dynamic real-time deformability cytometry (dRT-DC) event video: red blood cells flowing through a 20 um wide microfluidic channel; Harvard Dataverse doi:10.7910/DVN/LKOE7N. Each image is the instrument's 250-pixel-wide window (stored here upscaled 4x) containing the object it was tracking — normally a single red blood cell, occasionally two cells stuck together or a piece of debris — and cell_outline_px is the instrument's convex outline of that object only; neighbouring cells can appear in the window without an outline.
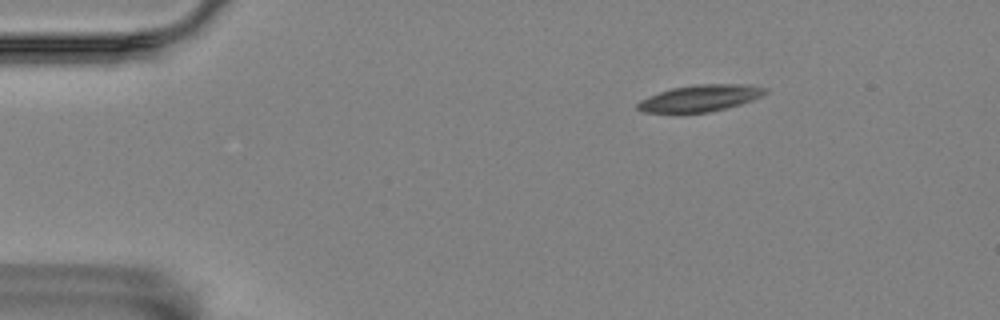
{"species": "Egyptian fruit bat (a non-hibernating species)", "species_latin": "Rousettus aegyptiacus", "temperature_condition": "room temperature", "stored_images_in_passage": 3, "camera_frame_rate_fps": 3000, "um_per_image_px": 0.085, "animal": {"sex": "female"}, "frame": {"image": 1, "passage_image": 1, "time_ms": 0.0, "image_size_px": [1000, 320], "cell_outline_px": [[768, 92], [752, 100], [728, 108], [708, 112], [676, 116], [644, 112], [636, 108], [636, 104], [640, 100], [648, 96], [672, 88], [696, 84], [752, 84], [768, 88]], "centroid_in_image_um": [59.46, 8.39], "position_along_channel_um": 25.5, "area_um2": 20.69}}